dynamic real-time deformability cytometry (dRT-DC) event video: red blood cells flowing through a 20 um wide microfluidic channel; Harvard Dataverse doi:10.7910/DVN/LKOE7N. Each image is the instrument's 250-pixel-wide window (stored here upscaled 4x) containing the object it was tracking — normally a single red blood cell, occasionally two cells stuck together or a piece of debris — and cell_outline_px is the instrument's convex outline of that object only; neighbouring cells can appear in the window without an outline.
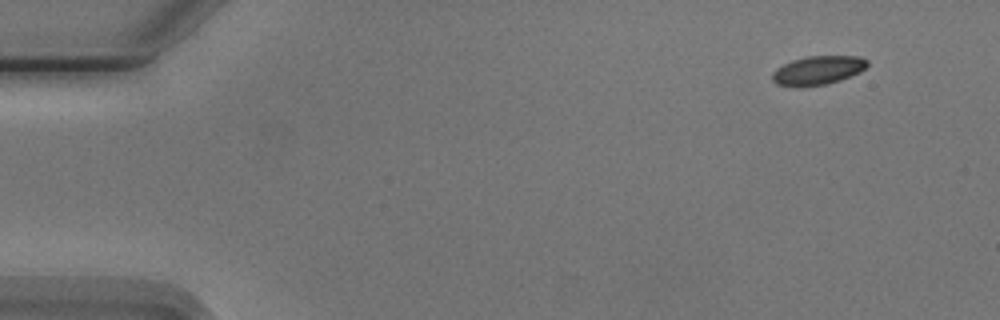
{"species": "Egyptian fruit bat (a non-hibernating species)", "species_latin": "Rousettus aegyptiacus", "temperature_condition": "cold", "stored_images_in_passage": 3, "camera_frame_rate_fps": 3000, "um_per_image_px": 0.085, "animal": {"sex": "male"}, "frame": {"image": 1, "passage_image": 1, "time_ms": 0.0, "image_size_px": [1000, 320], "cell_outline_px": [[868, 64], [860, 72], [840, 80], [824, 84], [800, 88], [796, 88], [776, 84], [772, 80], [772, 72], [776, 68], [792, 60], [808, 56], [860, 56], [868, 60]], "centroid_in_image_um": [69.49, 5.99], "position_along_channel_um": 15.5, "area_um2": 16.13}}